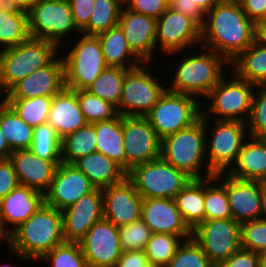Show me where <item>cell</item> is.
Here are the masks:
<instances>
[{
	"mask_svg": "<svg viewBox=\"0 0 266 267\" xmlns=\"http://www.w3.org/2000/svg\"><path fill=\"white\" fill-rule=\"evenodd\" d=\"M255 29L239 0H221L205 14L201 45L232 62L255 41Z\"/></svg>",
	"mask_w": 266,
	"mask_h": 267,
	"instance_id": "6da1fadb",
	"label": "cell"
},
{
	"mask_svg": "<svg viewBox=\"0 0 266 267\" xmlns=\"http://www.w3.org/2000/svg\"><path fill=\"white\" fill-rule=\"evenodd\" d=\"M65 241L62 211L43 204L10 234V252L22 260H38Z\"/></svg>",
	"mask_w": 266,
	"mask_h": 267,
	"instance_id": "7a4b0ae2",
	"label": "cell"
},
{
	"mask_svg": "<svg viewBox=\"0 0 266 267\" xmlns=\"http://www.w3.org/2000/svg\"><path fill=\"white\" fill-rule=\"evenodd\" d=\"M205 53L190 54L179 60L174 79L167 90L175 93L189 94L192 96L206 97L213 88L226 76L224 64L230 62L222 55L206 49ZM223 66V67H222Z\"/></svg>",
	"mask_w": 266,
	"mask_h": 267,
	"instance_id": "3957f363",
	"label": "cell"
},
{
	"mask_svg": "<svg viewBox=\"0 0 266 267\" xmlns=\"http://www.w3.org/2000/svg\"><path fill=\"white\" fill-rule=\"evenodd\" d=\"M58 49L55 43L33 37L17 46L1 49L0 96L26 76L49 64L58 56Z\"/></svg>",
	"mask_w": 266,
	"mask_h": 267,
	"instance_id": "277c9868",
	"label": "cell"
},
{
	"mask_svg": "<svg viewBox=\"0 0 266 267\" xmlns=\"http://www.w3.org/2000/svg\"><path fill=\"white\" fill-rule=\"evenodd\" d=\"M205 138V117L201 116L192 126L162 139L161 158L193 179L214 176L212 171H202L207 158Z\"/></svg>",
	"mask_w": 266,
	"mask_h": 267,
	"instance_id": "5b68a950",
	"label": "cell"
},
{
	"mask_svg": "<svg viewBox=\"0 0 266 267\" xmlns=\"http://www.w3.org/2000/svg\"><path fill=\"white\" fill-rule=\"evenodd\" d=\"M194 97L167 89L159 97L145 117L161 139L192 126L201 118L203 103Z\"/></svg>",
	"mask_w": 266,
	"mask_h": 267,
	"instance_id": "8992f818",
	"label": "cell"
},
{
	"mask_svg": "<svg viewBox=\"0 0 266 267\" xmlns=\"http://www.w3.org/2000/svg\"><path fill=\"white\" fill-rule=\"evenodd\" d=\"M127 178L144 198L174 197L193 179L162 158L133 167Z\"/></svg>",
	"mask_w": 266,
	"mask_h": 267,
	"instance_id": "52a82bcc",
	"label": "cell"
},
{
	"mask_svg": "<svg viewBox=\"0 0 266 267\" xmlns=\"http://www.w3.org/2000/svg\"><path fill=\"white\" fill-rule=\"evenodd\" d=\"M209 120V117H205V145L206 156L208 157L205 169L214 174L225 173L226 170L228 171V167L232 166V163L235 164L243 147L246 133H248L247 124L228 120H213L214 123L209 124ZM211 124L213 125L210 126ZM208 126L212 130L210 131L211 136L208 135L210 138L207 136L209 134L207 132Z\"/></svg>",
	"mask_w": 266,
	"mask_h": 267,
	"instance_id": "ba28073f",
	"label": "cell"
},
{
	"mask_svg": "<svg viewBox=\"0 0 266 267\" xmlns=\"http://www.w3.org/2000/svg\"><path fill=\"white\" fill-rule=\"evenodd\" d=\"M69 53L64 55L65 87L71 90H86L108 67L99 38L80 34Z\"/></svg>",
	"mask_w": 266,
	"mask_h": 267,
	"instance_id": "9c48e42d",
	"label": "cell"
},
{
	"mask_svg": "<svg viewBox=\"0 0 266 267\" xmlns=\"http://www.w3.org/2000/svg\"><path fill=\"white\" fill-rule=\"evenodd\" d=\"M27 14L30 37L55 43L59 48L67 35L81 33L68 0H37Z\"/></svg>",
	"mask_w": 266,
	"mask_h": 267,
	"instance_id": "30bf717a",
	"label": "cell"
},
{
	"mask_svg": "<svg viewBox=\"0 0 266 267\" xmlns=\"http://www.w3.org/2000/svg\"><path fill=\"white\" fill-rule=\"evenodd\" d=\"M232 78L224 77L209 92L206 99L208 98L212 102L208 104L206 111H202L201 116L220 115L221 118L217 116L214 120L247 122L251 111L255 85L238 78L235 74Z\"/></svg>",
	"mask_w": 266,
	"mask_h": 267,
	"instance_id": "8fae6325",
	"label": "cell"
},
{
	"mask_svg": "<svg viewBox=\"0 0 266 267\" xmlns=\"http://www.w3.org/2000/svg\"><path fill=\"white\" fill-rule=\"evenodd\" d=\"M145 64L148 63L144 62L125 74L122 97L117 108L122 116L145 117L167 89L148 72Z\"/></svg>",
	"mask_w": 266,
	"mask_h": 267,
	"instance_id": "7c38bea8",
	"label": "cell"
},
{
	"mask_svg": "<svg viewBox=\"0 0 266 267\" xmlns=\"http://www.w3.org/2000/svg\"><path fill=\"white\" fill-rule=\"evenodd\" d=\"M241 225L232 218L207 220L192 231L209 261L218 267L241 248Z\"/></svg>",
	"mask_w": 266,
	"mask_h": 267,
	"instance_id": "4fadbf2b",
	"label": "cell"
},
{
	"mask_svg": "<svg viewBox=\"0 0 266 267\" xmlns=\"http://www.w3.org/2000/svg\"><path fill=\"white\" fill-rule=\"evenodd\" d=\"M126 172L133 167L161 158L162 139L146 117L122 116Z\"/></svg>",
	"mask_w": 266,
	"mask_h": 267,
	"instance_id": "5bb4252c",
	"label": "cell"
},
{
	"mask_svg": "<svg viewBox=\"0 0 266 267\" xmlns=\"http://www.w3.org/2000/svg\"><path fill=\"white\" fill-rule=\"evenodd\" d=\"M198 43L201 44V28L186 15L167 8L156 19V46H160L164 53H180L186 48L192 50Z\"/></svg>",
	"mask_w": 266,
	"mask_h": 267,
	"instance_id": "9a60e30c",
	"label": "cell"
},
{
	"mask_svg": "<svg viewBox=\"0 0 266 267\" xmlns=\"http://www.w3.org/2000/svg\"><path fill=\"white\" fill-rule=\"evenodd\" d=\"M88 267H115L123 253L118 227L105 218L79 241Z\"/></svg>",
	"mask_w": 266,
	"mask_h": 267,
	"instance_id": "2e32d148",
	"label": "cell"
},
{
	"mask_svg": "<svg viewBox=\"0 0 266 267\" xmlns=\"http://www.w3.org/2000/svg\"><path fill=\"white\" fill-rule=\"evenodd\" d=\"M95 188L75 164L61 162L44 194L45 204L62 211Z\"/></svg>",
	"mask_w": 266,
	"mask_h": 267,
	"instance_id": "e0dca14e",
	"label": "cell"
},
{
	"mask_svg": "<svg viewBox=\"0 0 266 267\" xmlns=\"http://www.w3.org/2000/svg\"><path fill=\"white\" fill-rule=\"evenodd\" d=\"M102 192L106 220L121 227L141 219L144 198L127 177L118 184L103 188Z\"/></svg>",
	"mask_w": 266,
	"mask_h": 267,
	"instance_id": "ac0fdd59",
	"label": "cell"
},
{
	"mask_svg": "<svg viewBox=\"0 0 266 267\" xmlns=\"http://www.w3.org/2000/svg\"><path fill=\"white\" fill-rule=\"evenodd\" d=\"M65 241L79 242L88 230L104 218L103 192L95 188L62 210Z\"/></svg>",
	"mask_w": 266,
	"mask_h": 267,
	"instance_id": "d6986e66",
	"label": "cell"
},
{
	"mask_svg": "<svg viewBox=\"0 0 266 267\" xmlns=\"http://www.w3.org/2000/svg\"><path fill=\"white\" fill-rule=\"evenodd\" d=\"M64 88V62L63 58L56 56L49 64L17 82L3 98L54 96Z\"/></svg>",
	"mask_w": 266,
	"mask_h": 267,
	"instance_id": "ffe728a7",
	"label": "cell"
},
{
	"mask_svg": "<svg viewBox=\"0 0 266 267\" xmlns=\"http://www.w3.org/2000/svg\"><path fill=\"white\" fill-rule=\"evenodd\" d=\"M118 26L122 29L132 51L149 63L156 47V19L127 9H121ZM155 49V50H154Z\"/></svg>",
	"mask_w": 266,
	"mask_h": 267,
	"instance_id": "44dd1931",
	"label": "cell"
},
{
	"mask_svg": "<svg viewBox=\"0 0 266 267\" xmlns=\"http://www.w3.org/2000/svg\"><path fill=\"white\" fill-rule=\"evenodd\" d=\"M141 219L152 233L181 236L184 240L192 238V230L184 222L174 199H143Z\"/></svg>",
	"mask_w": 266,
	"mask_h": 267,
	"instance_id": "7402d4cb",
	"label": "cell"
},
{
	"mask_svg": "<svg viewBox=\"0 0 266 267\" xmlns=\"http://www.w3.org/2000/svg\"><path fill=\"white\" fill-rule=\"evenodd\" d=\"M225 174L232 219L240 225L260 219L262 182L237 179Z\"/></svg>",
	"mask_w": 266,
	"mask_h": 267,
	"instance_id": "603a6c76",
	"label": "cell"
},
{
	"mask_svg": "<svg viewBox=\"0 0 266 267\" xmlns=\"http://www.w3.org/2000/svg\"><path fill=\"white\" fill-rule=\"evenodd\" d=\"M20 185L45 194L53 180L57 166L62 161H45L30 149L15 150L9 157Z\"/></svg>",
	"mask_w": 266,
	"mask_h": 267,
	"instance_id": "cb8c5ba5",
	"label": "cell"
},
{
	"mask_svg": "<svg viewBox=\"0 0 266 267\" xmlns=\"http://www.w3.org/2000/svg\"><path fill=\"white\" fill-rule=\"evenodd\" d=\"M45 203L44 194L27 186L19 185L0 199V214L4 228L11 234L27 221ZM12 225L11 229L8 230ZM13 225L15 227H13Z\"/></svg>",
	"mask_w": 266,
	"mask_h": 267,
	"instance_id": "d4e9b609",
	"label": "cell"
},
{
	"mask_svg": "<svg viewBox=\"0 0 266 267\" xmlns=\"http://www.w3.org/2000/svg\"><path fill=\"white\" fill-rule=\"evenodd\" d=\"M47 123L55 129L60 139L87 124L73 90L65 87L53 96Z\"/></svg>",
	"mask_w": 266,
	"mask_h": 267,
	"instance_id": "484cf974",
	"label": "cell"
},
{
	"mask_svg": "<svg viewBox=\"0 0 266 267\" xmlns=\"http://www.w3.org/2000/svg\"><path fill=\"white\" fill-rule=\"evenodd\" d=\"M249 138L227 174L237 179L266 182V137Z\"/></svg>",
	"mask_w": 266,
	"mask_h": 267,
	"instance_id": "4316f807",
	"label": "cell"
},
{
	"mask_svg": "<svg viewBox=\"0 0 266 267\" xmlns=\"http://www.w3.org/2000/svg\"><path fill=\"white\" fill-rule=\"evenodd\" d=\"M73 164L96 188L118 184L127 177V172L120 165L99 152L83 156Z\"/></svg>",
	"mask_w": 266,
	"mask_h": 267,
	"instance_id": "83f0119b",
	"label": "cell"
},
{
	"mask_svg": "<svg viewBox=\"0 0 266 267\" xmlns=\"http://www.w3.org/2000/svg\"><path fill=\"white\" fill-rule=\"evenodd\" d=\"M96 36L102 46L107 66L133 69L144 63L132 51L118 25Z\"/></svg>",
	"mask_w": 266,
	"mask_h": 267,
	"instance_id": "f1b7e54d",
	"label": "cell"
},
{
	"mask_svg": "<svg viewBox=\"0 0 266 267\" xmlns=\"http://www.w3.org/2000/svg\"><path fill=\"white\" fill-rule=\"evenodd\" d=\"M232 75L255 86L266 85V44L255 41L232 62Z\"/></svg>",
	"mask_w": 266,
	"mask_h": 267,
	"instance_id": "f546056e",
	"label": "cell"
},
{
	"mask_svg": "<svg viewBox=\"0 0 266 267\" xmlns=\"http://www.w3.org/2000/svg\"><path fill=\"white\" fill-rule=\"evenodd\" d=\"M97 134L96 152L102 153L115 161L126 171L122 115L106 121L92 123Z\"/></svg>",
	"mask_w": 266,
	"mask_h": 267,
	"instance_id": "4dcf8cb0",
	"label": "cell"
},
{
	"mask_svg": "<svg viewBox=\"0 0 266 267\" xmlns=\"http://www.w3.org/2000/svg\"><path fill=\"white\" fill-rule=\"evenodd\" d=\"M174 201L184 222L193 231L205 221L204 179H192Z\"/></svg>",
	"mask_w": 266,
	"mask_h": 267,
	"instance_id": "1f68e13d",
	"label": "cell"
},
{
	"mask_svg": "<svg viewBox=\"0 0 266 267\" xmlns=\"http://www.w3.org/2000/svg\"><path fill=\"white\" fill-rule=\"evenodd\" d=\"M0 126L12 151L30 149L34 128L28 125L2 97Z\"/></svg>",
	"mask_w": 266,
	"mask_h": 267,
	"instance_id": "d6a6232c",
	"label": "cell"
},
{
	"mask_svg": "<svg viewBox=\"0 0 266 267\" xmlns=\"http://www.w3.org/2000/svg\"><path fill=\"white\" fill-rule=\"evenodd\" d=\"M204 206L205 221L232 218L224 173L204 178Z\"/></svg>",
	"mask_w": 266,
	"mask_h": 267,
	"instance_id": "836d02e7",
	"label": "cell"
},
{
	"mask_svg": "<svg viewBox=\"0 0 266 267\" xmlns=\"http://www.w3.org/2000/svg\"><path fill=\"white\" fill-rule=\"evenodd\" d=\"M97 134L95 126H85L61 139V160L74 163L79 158L96 152Z\"/></svg>",
	"mask_w": 266,
	"mask_h": 267,
	"instance_id": "e575fe53",
	"label": "cell"
},
{
	"mask_svg": "<svg viewBox=\"0 0 266 267\" xmlns=\"http://www.w3.org/2000/svg\"><path fill=\"white\" fill-rule=\"evenodd\" d=\"M129 70L108 66L86 90L118 108L122 97L125 74Z\"/></svg>",
	"mask_w": 266,
	"mask_h": 267,
	"instance_id": "d590c367",
	"label": "cell"
},
{
	"mask_svg": "<svg viewBox=\"0 0 266 267\" xmlns=\"http://www.w3.org/2000/svg\"><path fill=\"white\" fill-rule=\"evenodd\" d=\"M124 0H95L89 24L81 31L84 35H98L118 25Z\"/></svg>",
	"mask_w": 266,
	"mask_h": 267,
	"instance_id": "8d00e7d4",
	"label": "cell"
},
{
	"mask_svg": "<svg viewBox=\"0 0 266 267\" xmlns=\"http://www.w3.org/2000/svg\"><path fill=\"white\" fill-rule=\"evenodd\" d=\"M31 127L47 123L53 96L26 98H3Z\"/></svg>",
	"mask_w": 266,
	"mask_h": 267,
	"instance_id": "74e56055",
	"label": "cell"
},
{
	"mask_svg": "<svg viewBox=\"0 0 266 267\" xmlns=\"http://www.w3.org/2000/svg\"><path fill=\"white\" fill-rule=\"evenodd\" d=\"M29 37L27 13L0 11V50L17 46Z\"/></svg>",
	"mask_w": 266,
	"mask_h": 267,
	"instance_id": "f35d334b",
	"label": "cell"
},
{
	"mask_svg": "<svg viewBox=\"0 0 266 267\" xmlns=\"http://www.w3.org/2000/svg\"><path fill=\"white\" fill-rule=\"evenodd\" d=\"M181 240H184L181 236L152 233L144 250L148 261L153 266L166 267L183 242Z\"/></svg>",
	"mask_w": 266,
	"mask_h": 267,
	"instance_id": "ab89813d",
	"label": "cell"
},
{
	"mask_svg": "<svg viewBox=\"0 0 266 267\" xmlns=\"http://www.w3.org/2000/svg\"><path fill=\"white\" fill-rule=\"evenodd\" d=\"M30 150L45 161H62L61 139L49 123L34 128Z\"/></svg>",
	"mask_w": 266,
	"mask_h": 267,
	"instance_id": "60d3db41",
	"label": "cell"
},
{
	"mask_svg": "<svg viewBox=\"0 0 266 267\" xmlns=\"http://www.w3.org/2000/svg\"><path fill=\"white\" fill-rule=\"evenodd\" d=\"M87 123H95L115 118L118 115L117 108L109 102L91 94L87 90H73Z\"/></svg>",
	"mask_w": 266,
	"mask_h": 267,
	"instance_id": "b9f144b4",
	"label": "cell"
},
{
	"mask_svg": "<svg viewBox=\"0 0 266 267\" xmlns=\"http://www.w3.org/2000/svg\"><path fill=\"white\" fill-rule=\"evenodd\" d=\"M41 260H49L51 267H88L79 242L64 241L46 253Z\"/></svg>",
	"mask_w": 266,
	"mask_h": 267,
	"instance_id": "7bdbcfd3",
	"label": "cell"
},
{
	"mask_svg": "<svg viewBox=\"0 0 266 267\" xmlns=\"http://www.w3.org/2000/svg\"><path fill=\"white\" fill-rule=\"evenodd\" d=\"M166 267H215L201 246L192 238L183 240Z\"/></svg>",
	"mask_w": 266,
	"mask_h": 267,
	"instance_id": "ee69618b",
	"label": "cell"
},
{
	"mask_svg": "<svg viewBox=\"0 0 266 267\" xmlns=\"http://www.w3.org/2000/svg\"><path fill=\"white\" fill-rule=\"evenodd\" d=\"M121 248L124 251H144L152 234L147 224L139 219L118 227Z\"/></svg>",
	"mask_w": 266,
	"mask_h": 267,
	"instance_id": "f6af8a7d",
	"label": "cell"
},
{
	"mask_svg": "<svg viewBox=\"0 0 266 267\" xmlns=\"http://www.w3.org/2000/svg\"><path fill=\"white\" fill-rule=\"evenodd\" d=\"M259 87V88H258ZM249 118L246 122L248 136L266 137V85L255 86Z\"/></svg>",
	"mask_w": 266,
	"mask_h": 267,
	"instance_id": "bcb514c9",
	"label": "cell"
},
{
	"mask_svg": "<svg viewBox=\"0 0 266 267\" xmlns=\"http://www.w3.org/2000/svg\"><path fill=\"white\" fill-rule=\"evenodd\" d=\"M240 237L241 248L262 254L266 251V220L243 223Z\"/></svg>",
	"mask_w": 266,
	"mask_h": 267,
	"instance_id": "7dc6e473",
	"label": "cell"
},
{
	"mask_svg": "<svg viewBox=\"0 0 266 267\" xmlns=\"http://www.w3.org/2000/svg\"><path fill=\"white\" fill-rule=\"evenodd\" d=\"M124 6L134 12L158 19L168 8V0H124Z\"/></svg>",
	"mask_w": 266,
	"mask_h": 267,
	"instance_id": "c3c4849f",
	"label": "cell"
},
{
	"mask_svg": "<svg viewBox=\"0 0 266 267\" xmlns=\"http://www.w3.org/2000/svg\"><path fill=\"white\" fill-rule=\"evenodd\" d=\"M218 267H261V254L240 248Z\"/></svg>",
	"mask_w": 266,
	"mask_h": 267,
	"instance_id": "681fc988",
	"label": "cell"
},
{
	"mask_svg": "<svg viewBox=\"0 0 266 267\" xmlns=\"http://www.w3.org/2000/svg\"><path fill=\"white\" fill-rule=\"evenodd\" d=\"M20 185L17 174L9 159L0 161V199Z\"/></svg>",
	"mask_w": 266,
	"mask_h": 267,
	"instance_id": "f907efd6",
	"label": "cell"
},
{
	"mask_svg": "<svg viewBox=\"0 0 266 267\" xmlns=\"http://www.w3.org/2000/svg\"><path fill=\"white\" fill-rule=\"evenodd\" d=\"M74 23L82 31L90 22L95 0H68Z\"/></svg>",
	"mask_w": 266,
	"mask_h": 267,
	"instance_id": "816d5d0a",
	"label": "cell"
},
{
	"mask_svg": "<svg viewBox=\"0 0 266 267\" xmlns=\"http://www.w3.org/2000/svg\"><path fill=\"white\" fill-rule=\"evenodd\" d=\"M168 8L191 18L200 28L204 25L205 14L191 0H168Z\"/></svg>",
	"mask_w": 266,
	"mask_h": 267,
	"instance_id": "f5cc1de1",
	"label": "cell"
},
{
	"mask_svg": "<svg viewBox=\"0 0 266 267\" xmlns=\"http://www.w3.org/2000/svg\"><path fill=\"white\" fill-rule=\"evenodd\" d=\"M246 15L257 24L266 18V0H239Z\"/></svg>",
	"mask_w": 266,
	"mask_h": 267,
	"instance_id": "db71d44e",
	"label": "cell"
},
{
	"mask_svg": "<svg viewBox=\"0 0 266 267\" xmlns=\"http://www.w3.org/2000/svg\"><path fill=\"white\" fill-rule=\"evenodd\" d=\"M148 263L145 251H124L115 267H145Z\"/></svg>",
	"mask_w": 266,
	"mask_h": 267,
	"instance_id": "11a10c76",
	"label": "cell"
},
{
	"mask_svg": "<svg viewBox=\"0 0 266 267\" xmlns=\"http://www.w3.org/2000/svg\"><path fill=\"white\" fill-rule=\"evenodd\" d=\"M255 39L262 44H266V18L256 24Z\"/></svg>",
	"mask_w": 266,
	"mask_h": 267,
	"instance_id": "9f6ffc18",
	"label": "cell"
},
{
	"mask_svg": "<svg viewBox=\"0 0 266 267\" xmlns=\"http://www.w3.org/2000/svg\"><path fill=\"white\" fill-rule=\"evenodd\" d=\"M12 152L13 151L11 150L0 126V157L3 159H9Z\"/></svg>",
	"mask_w": 266,
	"mask_h": 267,
	"instance_id": "6f0895ef",
	"label": "cell"
},
{
	"mask_svg": "<svg viewBox=\"0 0 266 267\" xmlns=\"http://www.w3.org/2000/svg\"><path fill=\"white\" fill-rule=\"evenodd\" d=\"M204 14L210 11L221 0H191Z\"/></svg>",
	"mask_w": 266,
	"mask_h": 267,
	"instance_id": "680465c9",
	"label": "cell"
},
{
	"mask_svg": "<svg viewBox=\"0 0 266 267\" xmlns=\"http://www.w3.org/2000/svg\"><path fill=\"white\" fill-rule=\"evenodd\" d=\"M0 11L9 13L21 12L12 0H0Z\"/></svg>",
	"mask_w": 266,
	"mask_h": 267,
	"instance_id": "91938a15",
	"label": "cell"
},
{
	"mask_svg": "<svg viewBox=\"0 0 266 267\" xmlns=\"http://www.w3.org/2000/svg\"><path fill=\"white\" fill-rule=\"evenodd\" d=\"M16 7L25 13H28L37 0H12Z\"/></svg>",
	"mask_w": 266,
	"mask_h": 267,
	"instance_id": "94428289",
	"label": "cell"
},
{
	"mask_svg": "<svg viewBox=\"0 0 266 267\" xmlns=\"http://www.w3.org/2000/svg\"><path fill=\"white\" fill-rule=\"evenodd\" d=\"M261 219L266 220V182H262Z\"/></svg>",
	"mask_w": 266,
	"mask_h": 267,
	"instance_id": "6125c7cd",
	"label": "cell"
},
{
	"mask_svg": "<svg viewBox=\"0 0 266 267\" xmlns=\"http://www.w3.org/2000/svg\"><path fill=\"white\" fill-rule=\"evenodd\" d=\"M3 239L7 240L6 242L10 244V233L4 228L0 214V242L3 241Z\"/></svg>",
	"mask_w": 266,
	"mask_h": 267,
	"instance_id": "be15d7a7",
	"label": "cell"
},
{
	"mask_svg": "<svg viewBox=\"0 0 266 267\" xmlns=\"http://www.w3.org/2000/svg\"><path fill=\"white\" fill-rule=\"evenodd\" d=\"M261 267H266V251L261 254Z\"/></svg>",
	"mask_w": 266,
	"mask_h": 267,
	"instance_id": "e7e4bbea",
	"label": "cell"
},
{
	"mask_svg": "<svg viewBox=\"0 0 266 267\" xmlns=\"http://www.w3.org/2000/svg\"><path fill=\"white\" fill-rule=\"evenodd\" d=\"M145 267H156V266H153V265L149 262Z\"/></svg>",
	"mask_w": 266,
	"mask_h": 267,
	"instance_id": "03108f58",
	"label": "cell"
}]
</instances>
